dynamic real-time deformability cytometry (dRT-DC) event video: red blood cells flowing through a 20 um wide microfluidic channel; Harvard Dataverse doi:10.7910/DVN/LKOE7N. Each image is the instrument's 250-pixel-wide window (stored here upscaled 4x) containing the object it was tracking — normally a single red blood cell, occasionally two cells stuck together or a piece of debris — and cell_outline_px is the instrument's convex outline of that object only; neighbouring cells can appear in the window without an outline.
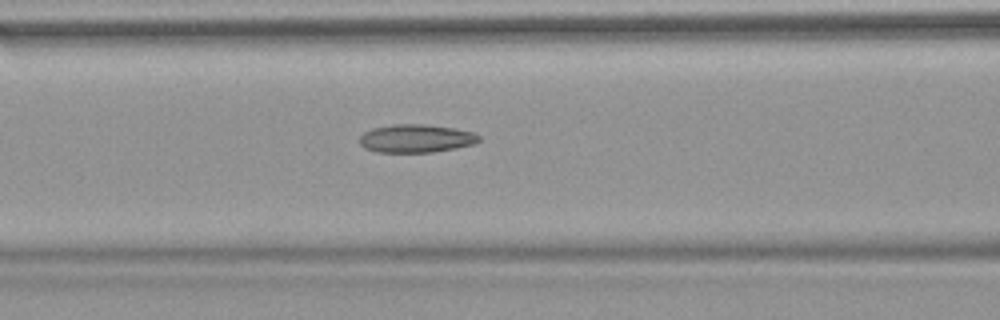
{"species": "common noctule bat (a hibernating species)", "species_latin": "Nyctalus noctula", "temperature_condition": "warm", "stored_images_in_passage": 22, "camera_frame_rate_fps": 3000, "um_per_image_px": 0.085, "animal": {"sex": "female", "body_mass_g": 18.4}, "frame": {"image": 1, "passage_image": 16, "time_ms": 5.0, "image_size_px": [1000, 320], "cell_outline_px": [[480, 140], [472, 144], [456, 148], [432, 152], [376, 152], [364, 148], [360, 144], [360, 136], [364, 132], [372, 128], [392, 124], [424, 124], [456, 128], [472, 132], [480, 136]], "centroid_in_image_um": [35.34, 11.76], "position_along_channel_um": 131.3, "area_um2": 19.65}}
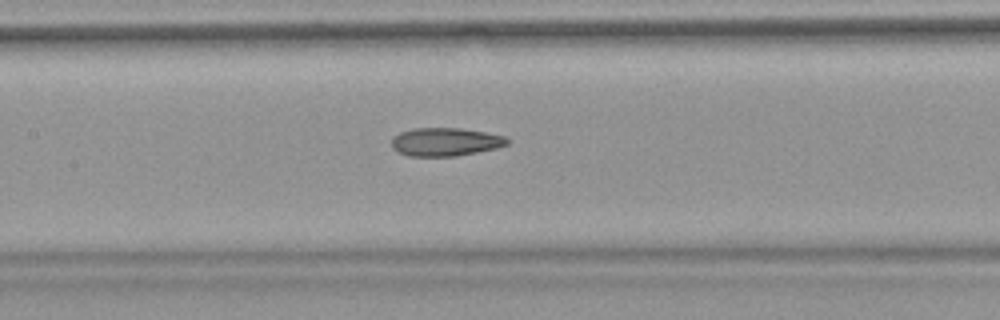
{"frame": {"image": 2, "passage_image": 19, "time_ms": 6.0, "image_size_px": [1000, 320], "cell_outline_px": [[508, 144], [496, 148], [456, 156], [408, 156], [396, 152], [392, 148], [392, 136], [400, 132], [412, 128], [460, 128], [484, 132], [504, 136], [508, 140]], "centroid_in_image_um": [37.79, 12.06], "position_along_channel_um": 169.6, "area_um2": 19.07}}